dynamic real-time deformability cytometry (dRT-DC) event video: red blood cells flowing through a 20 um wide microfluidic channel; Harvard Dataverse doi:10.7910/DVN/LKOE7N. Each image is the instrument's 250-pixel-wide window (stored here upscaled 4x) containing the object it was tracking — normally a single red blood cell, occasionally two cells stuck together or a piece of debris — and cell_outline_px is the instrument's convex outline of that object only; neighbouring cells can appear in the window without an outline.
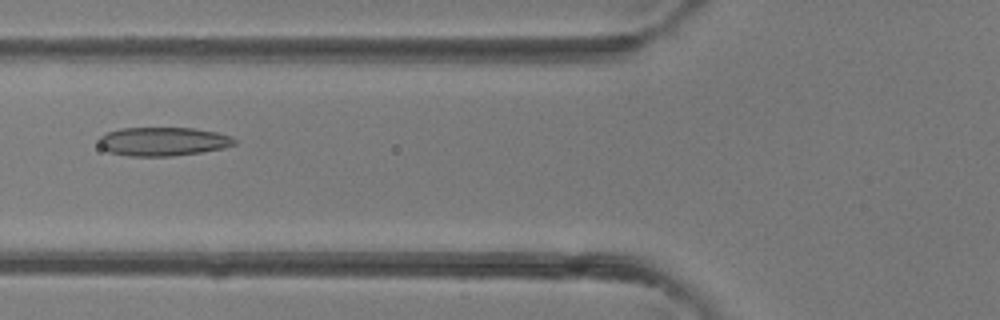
{"species": "common noctule bat (a hibernating species)", "species_latin": "Nyctalus noctula", "temperature_condition": "room temperature", "stored_images_in_passage": 32, "camera_frame_rate_fps": 3000, "um_per_image_px": 0.085, "animal": {"sex": "female"}, "frame": {"image": 1, "passage_image": 6, "time_ms": 1.667, "image_size_px": [1000, 320], "cell_outline_px": [[236, 144], [224, 148], [200, 152], [172, 156], [128, 156], [108, 152], [100, 148], [100, 136], [108, 132], [120, 128], [192, 128], [216, 132], [232, 136], [236, 140]], "centroid_in_image_um": [13.86, 12.03], "position_along_channel_um": 111.9, "area_um2": 22.72}}
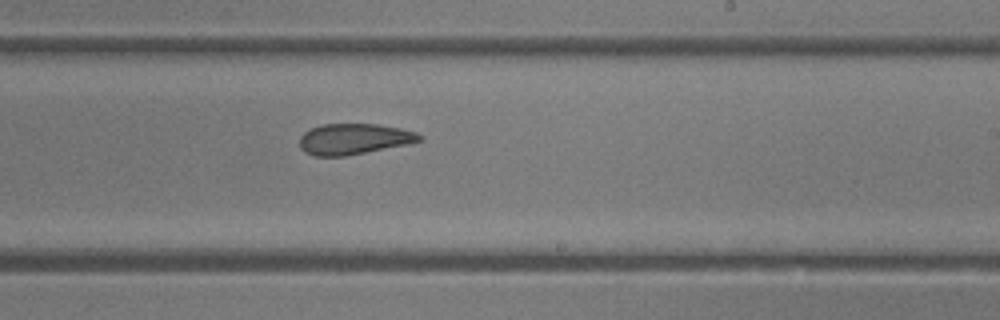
{"frame": {"image": 2, "passage_image": 15, "time_ms": 4.667, "image_size_px": [1000, 320], "cell_outline_px": [[420, 140], [408, 144], [344, 156], [312, 156], [304, 152], [300, 148], [300, 136], [304, 132], [320, 124], [380, 124], [400, 128], [416, 132], [420, 136]], "centroid_in_image_um": [30.03, 11.81], "position_along_channel_um": 259.0, "area_um2": 21.44}}
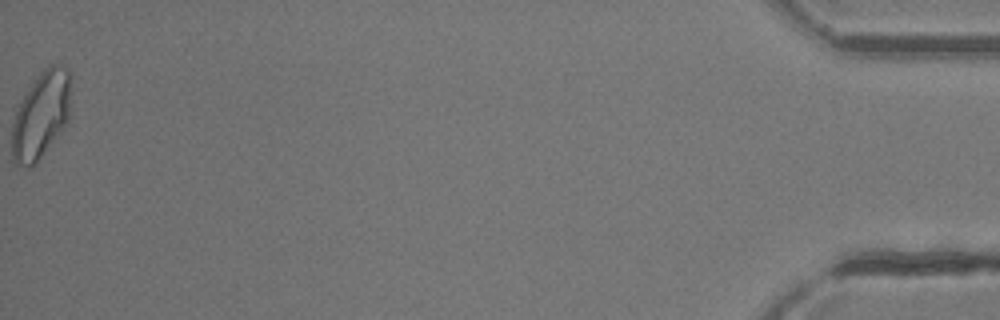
{"frame": {"image": 3, "passage_image": 32, "time_ms": 10.333, "image_size_px": [1000, 320], "cell_outline_px": [[72, 76], [68, 120], [64, 128], [36, 164], [32, 168], [28, 168], [12, 164], [12, 124], [16, 112], [28, 88], [40, 72], [44, 68], [52, 64], [60, 64], [68, 68]], "centroid_in_image_um": [3.51, 9.8], "position_along_channel_um": 431.7, "area_um2": 30.35}}